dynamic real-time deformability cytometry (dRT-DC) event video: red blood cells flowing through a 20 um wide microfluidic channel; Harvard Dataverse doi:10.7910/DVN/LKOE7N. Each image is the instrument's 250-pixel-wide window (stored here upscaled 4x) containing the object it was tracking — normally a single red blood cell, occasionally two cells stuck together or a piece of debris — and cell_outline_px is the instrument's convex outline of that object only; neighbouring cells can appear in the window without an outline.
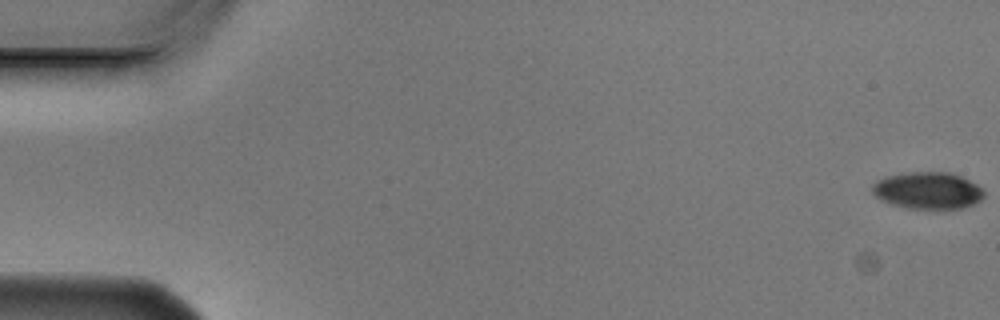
{"species": "Egyptian fruit bat (a non-hibernating species)", "species_latin": "Rousettus aegyptiacus", "temperature_condition": "cold", "stored_images_in_passage": 7, "camera_frame_rate_fps": 3000, "um_per_image_px": 0.085, "animal": {"sex": "male"}, "frame": {"image": 1, "passage_image": 1, "time_ms": 0.0, "image_size_px": [1000, 320], "cell_outline_px": [[984, 196], [980, 200], [972, 204], [960, 208], [908, 208], [892, 204], [880, 200], [872, 192], [872, 184], [876, 180], [888, 176], [912, 172], [948, 172], [960, 176], [984, 188]], "centroid_in_image_um": [78.85, 16.19], "position_along_channel_um": 6.1, "area_um2": 23.81}}
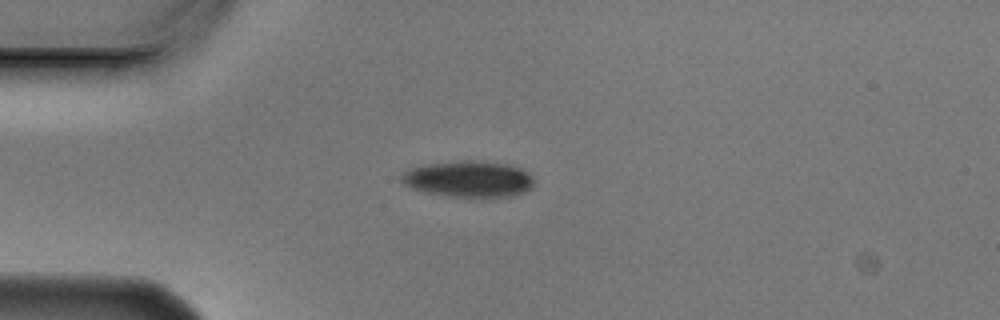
{"frame": {"image": 2, "passage_image": 5, "time_ms": 1.333, "image_size_px": [1000, 320], "cell_outline_px": [[532, 188], [524, 192], [512, 196], [448, 196], [424, 192], [400, 184], [400, 176], [408, 168], [424, 164], [464, 160], [480, 160], [508, 164], [520, 168], [528, 172], [532, 176]], "centroid_in_image_um": [39.78, 15.2], "position_along_channel_um": 45.2, "area_um2": 28.21}}
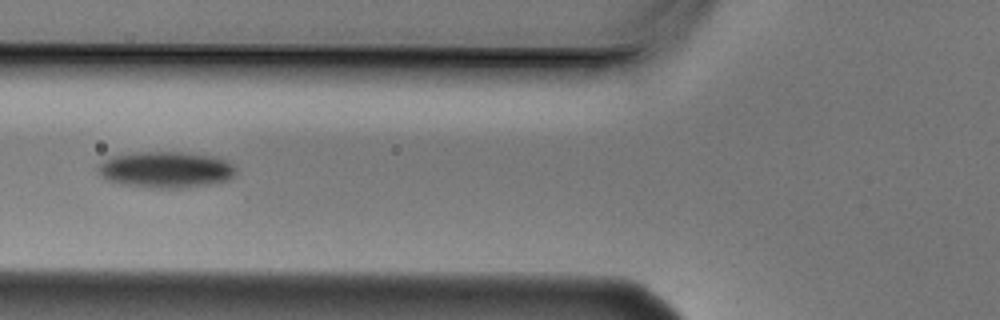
{"frame": {"image": 3, "passage_image": 7, "time_ms": 2.0, "image_size_px": [1000, 320], "cell_outline_px": [[236, 172], [228, 180], [212, 184], [184, 188], [156, 188], [120, 184], [108, 180], [100, 172], [100, 164], [104, 160], [112, 156], [140, 152], [180, 152], [212, 156], [228, 160], [236, 168]], "centroid_in_image_um": [14.16, 14.43], "position_along_channel_um": 111.6, "area_um2": 28.96}}